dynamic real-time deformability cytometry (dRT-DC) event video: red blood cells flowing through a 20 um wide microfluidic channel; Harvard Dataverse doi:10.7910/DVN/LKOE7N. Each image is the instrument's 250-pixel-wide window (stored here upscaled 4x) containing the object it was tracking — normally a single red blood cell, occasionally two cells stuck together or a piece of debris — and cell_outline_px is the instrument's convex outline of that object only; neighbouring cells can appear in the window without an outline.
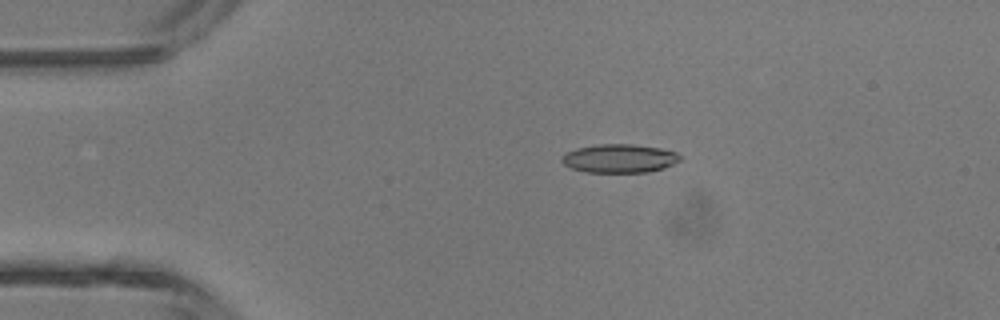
{"species": "common noctule bat (a hibernating species)", "species_latin": "Nyctalus noctula", "temperature_condition": "room temperature", "stored_images_in_passage": 4, "camera_frame_rate_fps": 3000, "um_per_image_px": 0.085, "animal": {"sex": "male", "body_mass_g": 13.3}, "frame": {"image": 1, "passage_image": 3, "time_ms": 2.333, "image_size_px": [1000, 320], "cell_outline_px": [[680, 160], [664, 168], [648, 172], [584, 172], [572, 168], [564, 164], [560, 160], [560, 156], [564, 152], [576, 148], [600, 144], [632, 144], [660, 148], [676, 152], [680, 156]], "centroid_in_image_um": [52.6, 13.46], "position_along_channel_um": 32.4, "area_um2": 19.77}}